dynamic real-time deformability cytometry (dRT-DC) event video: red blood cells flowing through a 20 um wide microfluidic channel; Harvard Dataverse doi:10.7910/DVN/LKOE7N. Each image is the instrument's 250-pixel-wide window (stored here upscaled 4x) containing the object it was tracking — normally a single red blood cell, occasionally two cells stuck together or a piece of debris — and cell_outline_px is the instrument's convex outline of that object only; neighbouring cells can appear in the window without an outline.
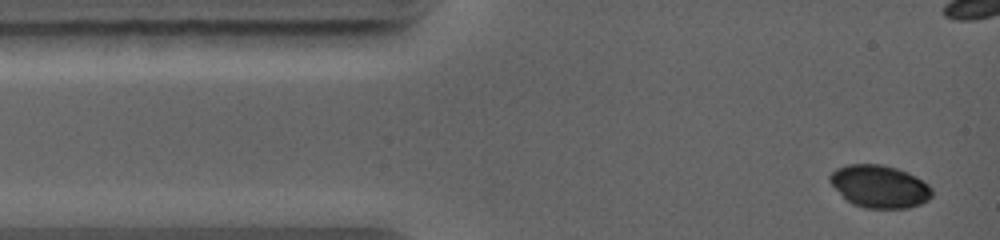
{"species": "common noctule bat (a hibernating species)", "species_latin": "Nyctalus noctula", "temperature_condition": "warm", "stored_images_in_passage": 5, "camera_frame_rate_fps": 5000, "um_per_image_px": 0.085, "animal": {"sex": "female", "body_mass_g": 19.0, "forearm_length_mm": 56.7}, "frame": {"image": 1, "passage_image": 1, "time_ms": 0.0, "image_size_px": [1000, 240], "cell_outline_px": [[932, 196], [928, 200], [920, 204], [908, 208], [864, 208], [852, 204], [828, 180], [828, 176], [836, 168], [848, 164], [880, 164], [896, 168], [908, 172], [916, 176], [928, 184], [932, 188]], "centroid_in_image_um": [74.78, 15.84], "position_along_channel_um": 10.2, "area_um2": 25.32}}
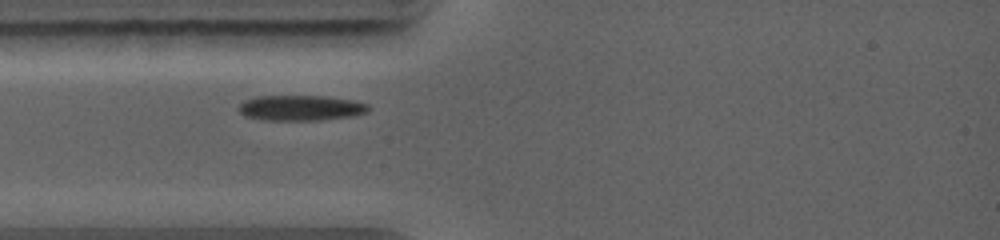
{"frame": {"image": 2, "passage_image": 4, "time_ms": 3.4, "image_size_px": [1000, 240], "cell_outline_px": [[372, 108], [368, 112], [356, 116], [320, 120], [264, 120], [244, 116], [240, 112], [240, 104], [244, 100], [256, 96], [324, 96], [352, 100], [368, 104]], "centroid_in_image_um": [25.61, 9.18], "position_along_channel_um": 59.4, "area_um2": 19.36}}
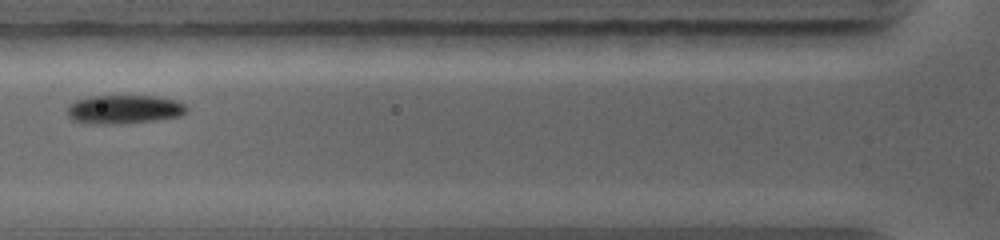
{"frame": {"image": 3, "passage_image": 5, "time_ms": 4.6, "image_size_px": [1000, 240], "cell_outline_px": [[188, 112], [180, 116], [156, 120], [124, 124], [92, 124], [76, 120], [68, 116], [68, 108], [76, 100], [88, 96], [156, 96], [176, 100], [184, 104], [188, 108]], "centroid_in_image_um": [10.6, 9.3], "position_along_channel_um": 115.2, "area_um2": 20.06}}